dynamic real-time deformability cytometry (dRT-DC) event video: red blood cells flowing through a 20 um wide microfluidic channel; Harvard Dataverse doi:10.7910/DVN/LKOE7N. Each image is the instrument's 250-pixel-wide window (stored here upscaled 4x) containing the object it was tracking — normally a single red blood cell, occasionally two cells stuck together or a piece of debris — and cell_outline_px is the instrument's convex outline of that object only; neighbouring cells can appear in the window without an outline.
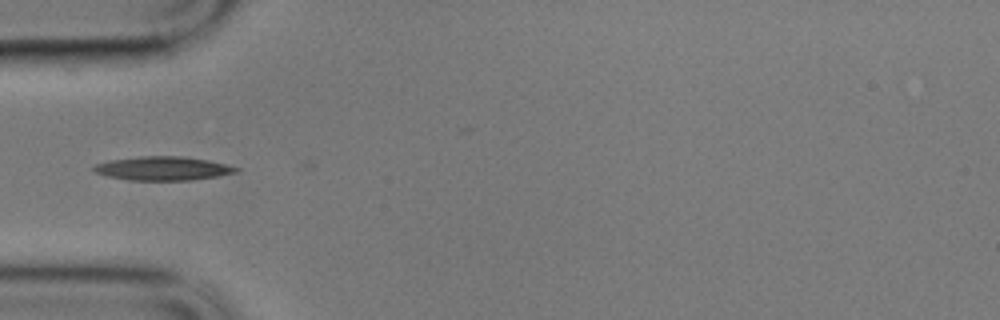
{"species": "common noctule bat (a hibernating species)", "species_latin": "Nyctalus noctula", "temperature_condition": "cold", "stored_images_in_passage": 22, "camera_frame_rate_fps": 3000, "um_per_image_px": 0.085, "animal": {"sex": "male", "body_mass_g": 17.9}, "frame": {"image": 1, "passage_image": 1, "time_ms": 0.0, "image_size_px": [1000, 320], "cell_outline_px": [[240, 168], [236, 172], [216, 176], [192, 180], [128, 180], [108, 176], [92, 172], [92, 168], [96, 164], [108, 160], [140, 156], [180, 156], [208, 160]], "centroid_in_image_um": [13.78, 14.31], "position_along_channel_um": 71.2, "area_um2": 19.65}}
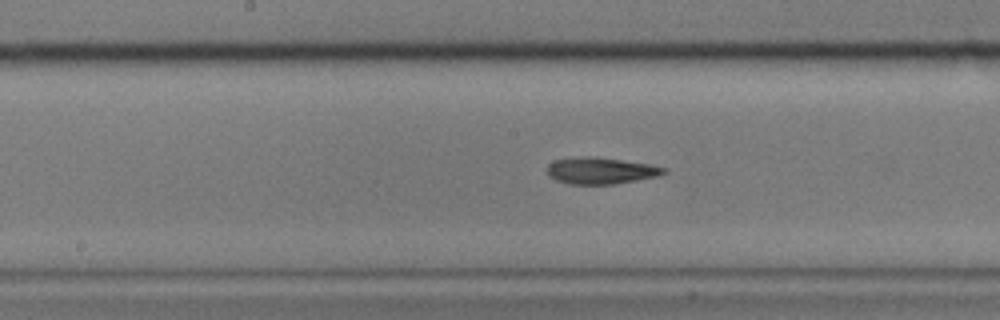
{"frame": {"image": 2, "passage_image": 12, "time_ms": 3.667, "image_size_px": [1000, 320], "cell_outline_px": [[668, 172], [660, 176], [616, 184], [568, 184], [556, 180], [548, 176], [548, 164], [556, 160], [584, 156], [592, 156], [652, 164], [668, 168]], "centroid_in_image_um": [51.13, 14.51], "position_along_channel_um": 197.1, "area_um2": 18.26}}
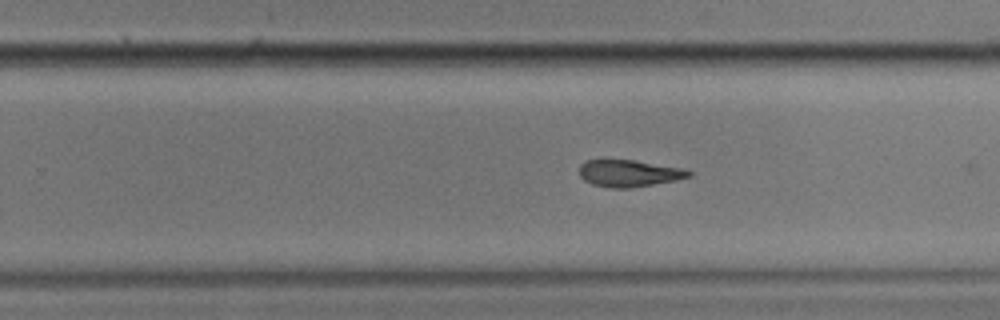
{"frame": {"image": 3, "passage_image": 19, "time_ms": 6.0, "image_size_px": [1000, 320], "cell_outline_px": [[692, 176], [676, 180], [628, 188], [608, 188], [592, 184], [584, 180], [580, 176], [580, 164], [588, 160], [632, 160], [680, 168], [692, 172]], "centroid_in_image_um": [53.43, 14.74], "position_along_channel_um": 276.4, "area_um2": 16.88}}